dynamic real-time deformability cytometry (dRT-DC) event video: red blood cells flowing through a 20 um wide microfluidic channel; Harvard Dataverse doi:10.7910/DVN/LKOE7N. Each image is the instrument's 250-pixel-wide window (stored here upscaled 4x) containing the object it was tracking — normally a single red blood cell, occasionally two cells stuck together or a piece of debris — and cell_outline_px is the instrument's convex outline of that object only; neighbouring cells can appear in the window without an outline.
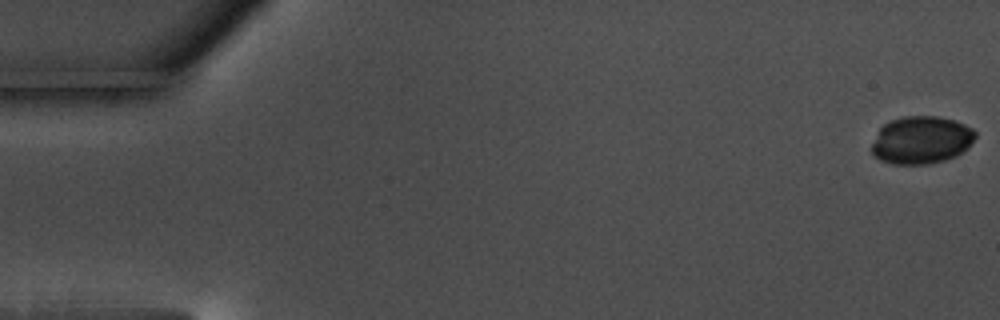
{"species": "common noctule bat (a hibernating species)", "species_latin": "Nyctalus noctula", "temperature_condition": "warm", "stored_images_in_passage": 59, "camera_frame_rate_fps": 3000, "um_per_image_px": 0.085, "animal": {"sex": "male", "body_mass_g": 17.5, "forearm_length_mm": 52.3}, "frame": {"image": 1, "passage_image": 1, "time_ms": 0.0, "image_size_px": [1000, 320], "cell_outline_px": [[976, 136], [968, 148], [956, 156], [944, 160], [928, 164], [892, 164], [880, 160], [872, 152], [872, 144], [880, 128], [884, 124], [892, 120], [904, 116], [936, 116], [952, 120], [964, 124], [972, 128], [976, 132]], "centroid_in_image_um": [78.32, 11.91], "position_along_channel_um": 6.7, "area_um2": 28.67}}
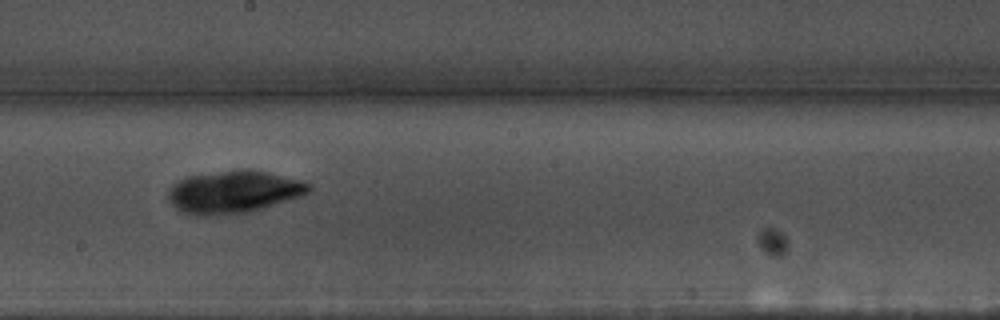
{"frame": {"image": 2, "passage_image": 33, "time_ms": 10.667, "image_size_px": [1000, 320], "cell_outline_px": [[312, 188], [308, 192], [300, 196], [248, 212], [216, 216], [192, 216], [176, 208], [168, 200], [168, 188], [172, 184], [184, 176], [244, 168], [248, 168], [268, 172], [312, 184]], "centroid_in_image_um": [19.79, 16.3], "position_along_channel_um": 228.4, "area_um2": 35.03}}
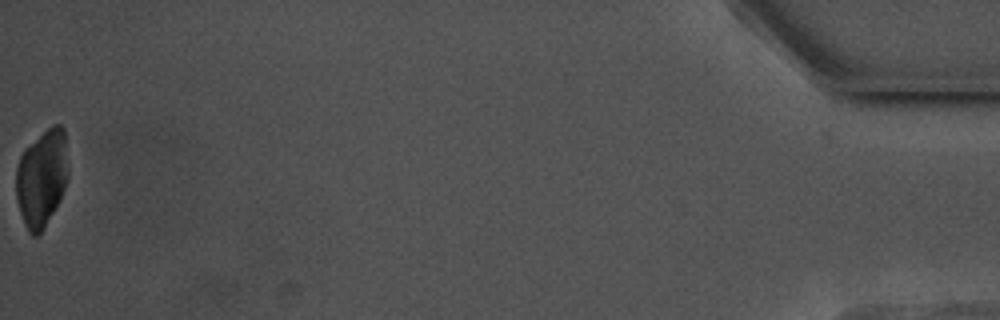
{"frame": {"image": 3, "passage_image": 59, "time_ms": 19.333, "image_size_px": [1000, 320], "cell_outline_px": [[68, 180], [60, 200], [44, 228], [36, 236], [32, 236], [28, 232], [24, 224], [16, 200], [16, 168], [20, 156], [24, 148], [52, 124], [60, 124], [64, 128], [68, 168]], "centroid_in_image_um": [3.55, 15.12], "position_along_channel_um": 431.7, "area_um2": 29.88}}